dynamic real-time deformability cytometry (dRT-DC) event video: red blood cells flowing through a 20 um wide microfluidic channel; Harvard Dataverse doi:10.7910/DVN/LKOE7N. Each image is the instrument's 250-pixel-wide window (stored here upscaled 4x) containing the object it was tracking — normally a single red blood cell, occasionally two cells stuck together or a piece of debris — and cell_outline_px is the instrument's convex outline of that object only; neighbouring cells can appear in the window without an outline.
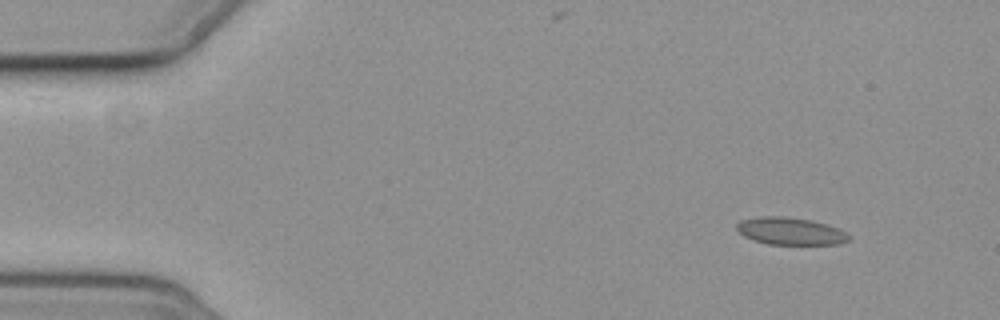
{"species": "common noctule bat (a hibernating species)", "species_latin": "Nyctalus noctula", "temperature_condition": "cold", "stored_images_in_passage": 5, "camera_frame_rate_fps": 3000, "um_per_image_px": 0.085, "animal": {"sex": "female", "body_mass_g": 19.3, "forearm_length_mm": 54.1}, "frame": {"image": 1, "passage_image": 2, "time_ms": 2.0, "image_size_px": [1000, 320], "cell_outline_px": [[852, 236], [848, 240], [840, 244], [768, 244], [752, 240], [744, 236], [736, 228], [736, 224], [740, 220], [760, 216], [784, 216], [812, 220], [828, 224]], "centroid_in_image_um": [67.17, 19.64], "position_along_channel_um": 17.8, "area_um2": 17.92}}
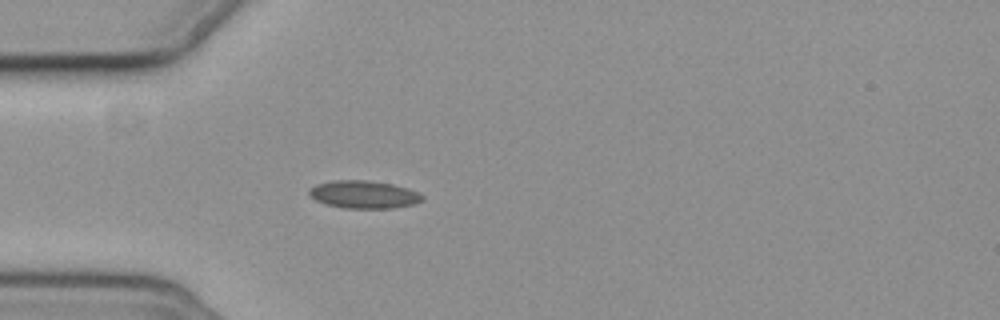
{"frame": {"image": 2, "passage_image": 5, "time_ms": 5.667, "image_size_px": [1000, 320], "cell_outline_px": [[424, 200], [412, 204], [392, 208], [344, 208], [324, 204], [316, 200], [308, 192], [308, 188], [316, 184], [332, 180], [368, 180], [392, 184], [416, 192], [424, 196]], "centroid_in_image_um": [30.87, 16.53], "position_along_channel_um": 54.1, "area_um2": 18.21}}